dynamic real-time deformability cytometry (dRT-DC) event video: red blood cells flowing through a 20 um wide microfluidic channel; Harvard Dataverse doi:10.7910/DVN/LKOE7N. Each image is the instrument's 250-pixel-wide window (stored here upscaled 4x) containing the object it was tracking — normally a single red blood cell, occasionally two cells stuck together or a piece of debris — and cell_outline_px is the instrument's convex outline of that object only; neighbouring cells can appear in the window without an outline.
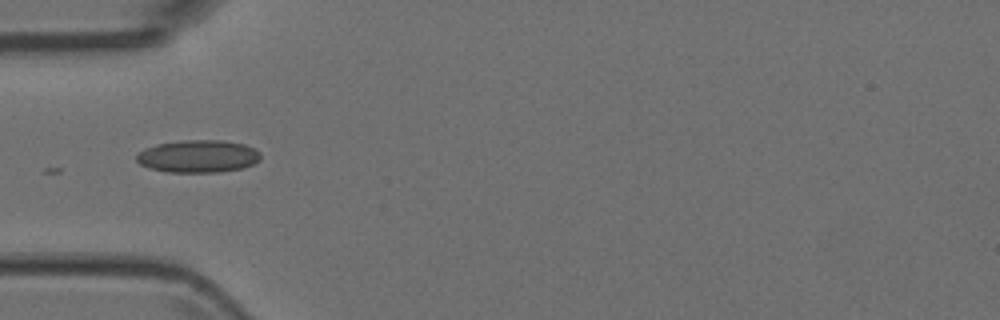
{"species": "Egyptian fruit bat (a non-hibernating species)", "species_latin": "Rousettus aegyptiacus", "temperature_condition": "room temperature", "stored_images_in_passage": 7, "camera_frame_rate_fps": 3000, "um_per_image_px": 0.085, "animal": {"sex": "female"}, "frame": {"image": 1, "passage_image": 5, "time_ms": 1.333, "image_size_px": [1000, 320], "cell_outline_px": [[260, 160], [244, 168], [220, 172], [168, 172], [148, 168], [140, 164], [136, 160], [136, 156], [144, 148], [156, 144], [184, 140], [220, 140], [244, 144], [260, 152]], "centroid_in_image_um": [16.83, 13.29], "position_along_channel_um": 68.2, "area_um2": 23.58}}